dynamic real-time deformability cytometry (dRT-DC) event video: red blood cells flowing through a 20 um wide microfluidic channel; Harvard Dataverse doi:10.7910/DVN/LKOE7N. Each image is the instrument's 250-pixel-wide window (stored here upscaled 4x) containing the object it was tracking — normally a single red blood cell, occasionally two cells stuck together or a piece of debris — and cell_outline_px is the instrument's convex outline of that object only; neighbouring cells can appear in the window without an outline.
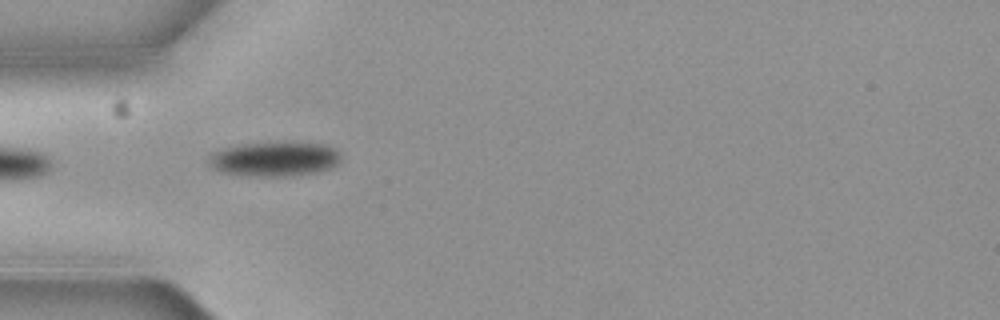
{"species": "common noctule bat (a hibernating species)", "species_latin": "Nyctalus noctula", "temperature_condition": "cold", "stored_images_in_passage": 6, "camera_frame_rate_fps": 3000, "um_per_image_px": 0.085, "animal": {"sex": "female", "body_mass_g": 19.3, "forearm_length_mm": 54.1}, "frame": {"image": 1, "passage_image": 5, "time_ms": 1.333, "image_size_px": [1000, 320], "cell_outline_px": [[340, 160], [332, 168], [316, 172], [284, 176], [260, 176], [224, 172], [216, 168], [212, 164], [212, 156], [216, 152], [224, 148], [244, 144], [324, 144], [336, 148], [340, 152]], "centroid_in_image_um": [23.46, 13.53], "position_along_channel_um": 61.5, "area_um2": 25.32}}
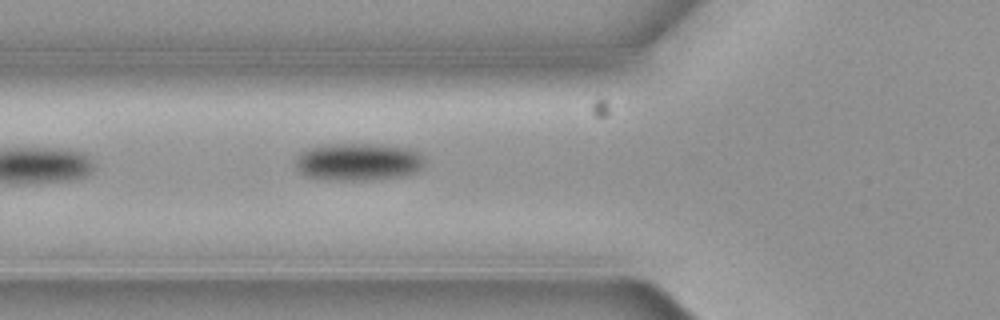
{"frame": {"image": 2, "passage_image": 6, "time_ms": 1.667, "image_size_px": [1000, 320], "cell_outline_px": [[424, 160], [420, 168], [412, 172], [396, 176], [364, 180], [336, 180], [308, 176], [300, 172], [296, 168], [296, 156], [300, 152], [308, 148], [324, 144], [376, 144], [412, 148], [420, 152], [424, 156]], "centroid_in_image_um": [30.42, 13.72], "position_along_channel_um": 95.4, "area_um2": 28.03}}